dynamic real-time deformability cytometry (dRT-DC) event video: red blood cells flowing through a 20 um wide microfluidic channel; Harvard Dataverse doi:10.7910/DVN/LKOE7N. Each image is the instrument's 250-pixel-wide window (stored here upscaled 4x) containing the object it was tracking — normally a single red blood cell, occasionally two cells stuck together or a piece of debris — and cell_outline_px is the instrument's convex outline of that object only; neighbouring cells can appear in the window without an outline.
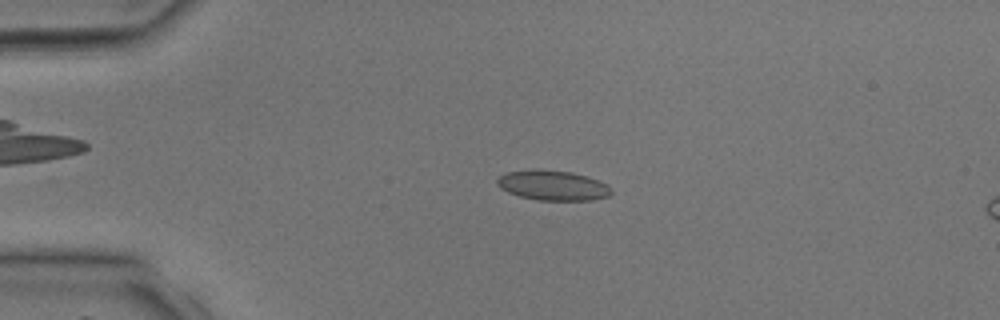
{"species": "common noctule bat (a hibernating species)", "species_latin": "Nyctalus noctula", "temperature_condition": "room temperature", "stored_images_in_passage": 39, "camera_frame_rate_fps": 3000, "um_per_image_px": 0.085, "animal": {"sex": "male", "body_mass_g": 17.9, "forearm_length_mm": 54.2}, "frame": {"image": 1, "passage_image": 9, "time_ms": 2.667, "image_size_px": [1000, 320], "cell_outline_px": [[612, 192], [608, 196], [592, 200], [536, 200], [520, 196], [508, 192], [500, 188], [496, 184], [496, 180], [504, 172], [536, 168], [572, 172], [600, 180], [608, 184], [612, 188]], "centroid_in_image_um": [46.98, 15.74], "position_along_channel_um": 38.0, "area_um2": 20.29}}
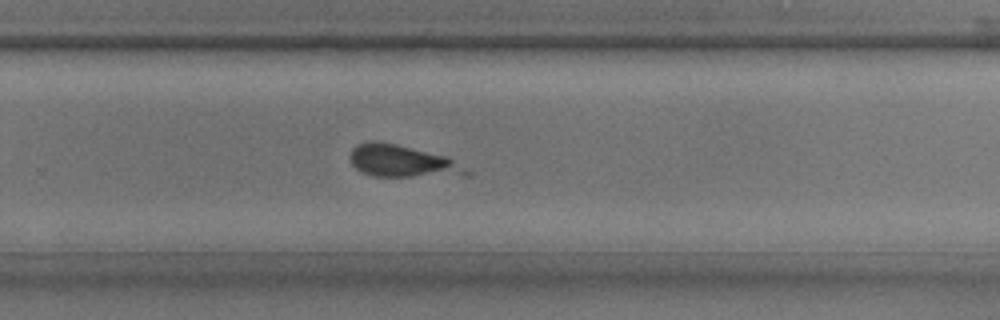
{"frame": {"image": 2, "passage_image": 26, "time_ms": 8.333, "image_size_px": [1000, 320], "cell_outline_px": [[476, 172], [468, 176], [372, 176], [360, 172], [352, 164], [348, 156], [352, 148], [356, 144], [396, 144], [448, 156]], "centroid_in_image_um": [34.33, 13.75], "position_along_channel_um": 295.5, "area_um2": 21.79}}
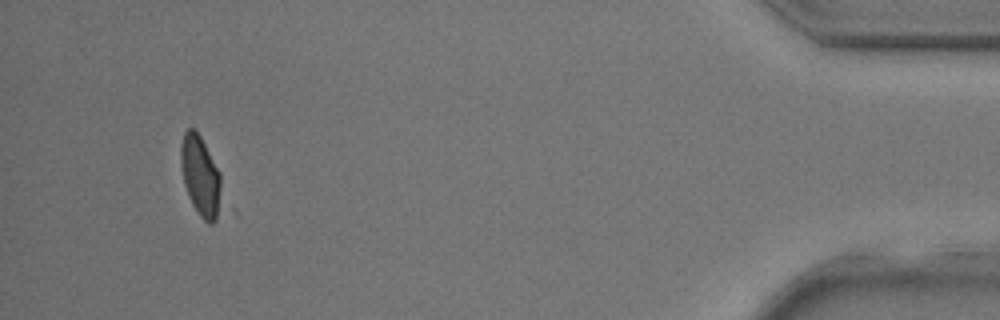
{"frame": {"image": 3, "passage_image": 37, "time_ms": 12.0, "image_size_px": [1000, 320], "cell_outline_px": [[224, 212], [212, 224], [208, 224], [200, 216], [192, 204], [188, 196], [184, 184], [180, 164], [180, 144], [184, 132], [188, 128], [196, 128], [220, 172]], "centroid_in_image_um": [17.09, 15.03], "position_along_channel_um": 418.1, "area_um2": 19.83}}